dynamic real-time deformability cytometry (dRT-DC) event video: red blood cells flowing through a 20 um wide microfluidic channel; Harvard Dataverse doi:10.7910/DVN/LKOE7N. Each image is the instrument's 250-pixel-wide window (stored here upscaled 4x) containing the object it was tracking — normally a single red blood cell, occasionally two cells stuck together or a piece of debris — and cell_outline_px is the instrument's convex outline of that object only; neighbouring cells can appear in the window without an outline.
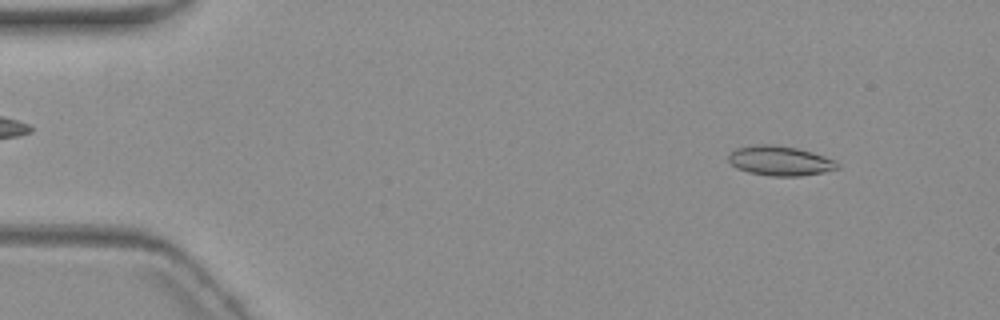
{"species": "common noctule bat (a hibernating species)", "species_latin": "Nyctalus noctula", "temperature_condition": "warm", "stored_images_in_passage": 4, "camera_frame_rate_fps": 3000, "um_per_image_px": 0.085, "animal": {"sex": "female", "body_mass_g": 19.3, "forearm_length_mm": 54.1}, "frame": {"image": 1, "passage_image": 1, "time_ms": 0.0, "image_size_px": [1000, 320], "cell_outline_px": [[840, 168], [824, 172], [800, 176], [772, 176], [748, 172], [736, 168], [728, 160], [728, 156], [736, 148], [756, 144], [772, 144], [796, 148], [812, 152], [836, 160], [840, 164]], "centroid_in_image_um": [66.32, 13.67], "position_along_channel_um": 18.7, "area_um2": 18.9}}